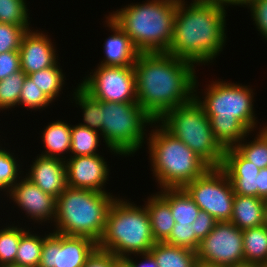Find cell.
<instances>
[{
    "label": "cell",
    "instance_id": "obj_1",
    "mask_svg": "<svg viewBox=\"0 0 267 267\" xmlns=\"http://www.w3.org/2000/svg\"><path fill=\"white\" fill-rule=\"evenodd\" d=\"M137 102L157 121L194 98L196 66L167 53H139L133 65Z\"/></svg>",
    "mask_w": 267,
    "mask_h": 267
},
{
    "label": "cell",
    "instance_id": "obj_2",
    "mask_svg": "<svg viewBox=\"0 0 267 267\" xmlns=\"http://www.w3.org/2000/svg\"><path fill=\"white\" fill-rule=\"evenodd\" d=\"M186 2H178L173 40L166 53L196 66L208 65L225 47L227 8L213 0Z\"/></svg>",
    "mask_w": 267,
    "mask_h": 267
},
{
    "label": "cell",
    "instance_id": "obj_3",
    "mask_svg": "<svg viewBox=\"0 0 267 267\" xmlns=\"http://www.w3.org/2000/svg\"><path fill=\"white\" fill-rule=\"evenodd\" d=\"M196 77L194 98L210 119L214 137L226 149L235 147L248 133L257 128L254 111V91L248 85L215 80L197 95ZM203 99V100H202Z\"/></svg>",
    "mask_w": 267,
    "mask_h": 267
},
{
    "label": "cell",
    "instance_id": "obj_4",
    "mask_svg": "<svg viewBox=\"0 0 267 267\" xmlns=\"http://www.w3.org/2000/svg\"><path fill=\"white\" fill-rule=\"evenodd\" d=\"M178 1L131 3L109 14L139 53H166L174 35Z\"/></svg>",
    "mask_w": 267,
    "mask_h": 267
},
{
    "label": "cell",
    "instance_id": "obj_5",
    "mask_svg": "<svg viewBox=\"0 0 267 267\" xmlns=\"http://www.w3.org/2000/svg\"><path fill=\"white\" fill-rule=\"evenodd\" d=\"M149 127H155L148 133L147 148L152 174L160 186L158 188H183L210 168L185 143L171 135L157 121Z\"/></svg>",
    "mask_w": 267,
    "mask_h": 267
},
{
    "label": "cell",
    "instance_id": "obj_6",
    "mask_svg": "<svg viewBox=\"0 0 267 267\" xmlns=\"http://www.w3.org/2000/svg\"><path fill=\"white\" fill-rule=\"evenodd\" d=\"M115 198L112 193L67 186L56 198L55 228L52 231L88 237L98 243L105 230L108 210Z\"/></svg>",
    "mask_w": 267,
    "mask_h": 267
},
{
    "label": "cell",
    "instance_id": "obj_7",
    "mask_svg": "<svg viewBox=\"0 0 267 267\" xmlns=\"http://www.w3.org/2000/svg\"><path fill=\"white\" fill-rule=\"evenodd\" d=\"M155 243L146 206L116 197L108 210L98 248L117 257H128L149 252Z\"/></svg>",
    "mask_w": 267,
    "mask_h": 267
},
{
    "label": "cell",
    "instance_id": "obj_8",
    "mask_svg": "<svg viewBox=\"0 0 267 267\" xmlns=\"http://www.w3.org/2000/svg\"><path fill=\"white\" fill-rule=\"evenodd\" d=\"M157 122L210 168L221 167L225 149L214 137L210 119L195 98L166 111Z\"/></svg>",
    "mask_w": 267,
    "mask_h": 267
},
{
    "label": "cell",
    "instance_id": "obj_9",
    "mask_svg": "<svg viewBox=\"0 0 267 267\" xmlns=\"http://www.w3.org/2000/svg\"><path fill=\"white\" fill-rule=\"evenodd\" d=\"M154 121L138 102L100 101V136L114 155L133 156L139 151L148 136L145 128Z\"/></svg>",
    "mask_w": 267,
    "mask_h": 267
},
{
    "label": "cell",
    "instance_id": "obj_10",
    "mask_svg": "<svg viewBox=\"0 0 267 267\" xmlns=\"http://www.w3.org/2000/svg\"><path fill=\"white\" fill-rule=\"evenodd\" d=\"M183 189L196 205L217 222H230L235 197L229 177L221 168H209Z\"/></svg>",
    "mask_w": 267,
    "mask_h": 267
},
{
    "label": "cell",
    "instance_id": "obj_11",
    "mask_svg": "<svg viewBox=\"0 0 267 267\" xmlns=\"http://www.w3.org/2000/svg\"><path fill=\"white\" fill-rule=\"evenodd\" d=\"M93 70L78 84L93 98L104 102H137L136 76L133 66L98 64Z\"/></svg>",
    "mask_w": 267,
    "mask_h": 267
},
{
    "label": "cell",
    "instance_id": "obj_12",
    "mask_svg": "<svg viewBox=\"0 0 267 267\" xmlns=\"http://www.w3.org/2000/svg\"><path fill=\"white\" fill-rule=\"evenodd\" d=\"M198 262L208 266L228 267L244 263L242 230L231 222H217L200 241Z\"/></svg>",
    "mask_w": 267,
    "mask_h": 267
},
{
    "label": "cell",
    "instance_id": "obj_13",
    "mask_svg": "<svg viewBox=\"0 0 267 267\" xmlns=\"http://www.w3.org/2000/svg\"><path fill=\"white\" fill-rule=\"evenodd\" d=\"M97 247L88 237L45 233L38 267H83Z\"/></svg>",
    "mask_w": 267,
    "mask_h": 267
},
{
    "label": "cell",
    "instance_id": "obj_14",
    "mask_svg": "<svg viewBox=\"0 0 267 267\" xmlns=\"http://www.w3.org/2000/svg\"><path fill=\"white\" fill-rule=\"evenodd\" d=\"M24 177H21L4 195H7V198L10 196L9 199L14 201L13 203L17 204L27 217L30 216L28 219H32L34 223L42 224V222L50 223L51 221L54 223L56 197L43 192L26 176Z\"/></svg>",
    "mask_w": 267,
    "mask_h": 267
},
{
    "label": "cell",
    "instance_id": "obj_15",
    "mask_svg": "<svg viewBox=\"0 0 267 267\" xmlns=\"http://www.w3.org/2000/svg\"><path fill=\"white\" fill-rule=\"evenodd\" d=\"M105 160L100 154L67 158V186L110 193L105 189L110 171Z\"/></svg>",
    "mask_w": 267,
    "mask_h": 267
},
{
    "label": "cell",
    "instance_id": "obj_16",
    "mask_svg": "<svg viewBox=\"0 0 267 267\" xmlns=\"http://www.w3.org/2000/svg\"><path fill=\"white\" fill-rule=\"evenodd\" d=\"M53 43L47 33L39 32L38 29L28 30L19 48L21 70L29 75L54 66L59 59Z\"/></svg>",
    "mask_w": 267,
    "mask_h": 267
},
{
    "label": "cell",
    "instance_id": "obj_17",
    "mask_svg": "<svg viewBox=\"0 0 267 267\" xmlns=\"http://www.w3.org/2000/svg\"><path fill=\"white\" fill-rule=\"evenodd\" d=\"M229 177L236 195L257 197L260 169L246 160L234 147L226 148L220 167Z\"/></svg>",
    "mask_w": 267,
    "mask_h": 267
},
{
    "label": "cell",
    "instance_id": "obj_18",
    "mask_svg": "<svg viewBox=\"0 0 267 267\" xmlns=\"http://www.w3.org/2000/svg\"><path fill=\"white\" fill-rule=\"evenodd\" d=\"M37 155L25 176L43 192L57 198L67 187L66 163L59 158Z\"/></svg>",
    "mask_w": 267,
    "mask_h": 267
},
{
    "label": "cell",
    "instance_id": "obj_19",
    "mask_svg": "<svg viewBox=\"0 0 267 267\" xmlns=\"http://www.w3.org/2000/svg\"><path fill=\"white\" fill-rule=\"evenodd\" d=\"M105 18L107 27L113 34L103 43L105 58L99 62L100 65L133 66L139 52L119 25L108 15Z\"/></svg>",
    "mask_w": 267,
    "mask_h": 267
},
{
    "label": "cell",
    "instance_id": "obj_20",
    "mask_svg": "<svg viewBox=\"0 0 267 267\" xmlns=\"http://www.w3.org/2000/svg\"><path fill=\"white\" fill-rule=\"evenodd\" d=\"M230 222L242 231L266 224L264 199L235 194Z\"/></svg>",
    "mask_w": 267,
    "mask_h": 267
},
{
    "label": "cell",
    "instance_id": "obj_21",
    "mask_svg": "<svg viewBox=\"0 0 267 267\" xmlns=\"http://www.w3.org/2000/svg\"><path fill=\"white\" fill-rule=\"evenodd\" d=\"M145 202L153 239L155 242H164L175 224L169 203L159 192L148 196Z\"/></svg>",
    "mask_w": 267,
    "mask_h": 267
},
{
    "label": "cell",
    "instance_id": "obj_22",
    "mask_svg": "<svg viewBox=\"0 0 267 267\" xmlns=\"http://www.w3.org/2000/svg\"><path fill=\"white\" fill-rule=\"evenodd\" d=\"M45 128L41 136L45 150L40 155L65 161L66 156L62 154H70L72 126L67 121L65 123L64 120H56L47 124Z\"/></svg>",
    "mask_w": 267,
    "mask_h": 267
},
{
    "label": "cell",
    "instance_id": "obj_23",
    "mask_svg": "<svg viewBox=\"0 0 267 267\" xmlns=\"http://www.w3.org/2000/svg\"><path fill=\"white\" fill-rule=\"evenodd\" d=\"M149 252L158 267H197L199 264L196 251L165 242H156Z\"/></svg>",
    "mask_w": 267,
    "mask_h": 267
},
{
    "label": "cell",
    "instance_id": "obj_24",
    "mask_svg": "<svg viewBox=\"0 0 267 267\" xmlns=\"http://www.w3.org/2000/svg\"><path fill=\"white\" fill-rule=\"evenodd\" d=\"M159 193L168 201L172 216L178 224H192L200 208L183 188H163Z\"/></svg>",
    "mask_w": 267,
    "mask_h": 267
},
{
    "label": "cell",
    "instance_id": "obj_25",
    "mask_svg": "<svg viewBox=\"0 0 267 267\" xmlns=\"http://www.w3.org/2000/svg\"><path fill=\"white\" fill-rule=\"evenodd\" d=\"M244 262L267 264V224L242 231Z\"/></svg>",
    "mask_w": 267,
    "mask_h": 267
},
{
    "label": "cell",
    "instance_id": "obj_26",
    "mask_svg": "<svg viewBox=\"0 0 267 267\" xmlns=\"http://www.w3.org/2000/svg\"><path fill=\"white\" fill-rule=\"evenodd\" d=\"M258 129L259 134L254 140H246L252 133L250 132L234 148L258 169H263L267 167V128L263 126L262 130L260 127Z\"/></svg>",
    "mask_w": 267,
    "mask_h": 267
},
{
    "label": "cell",
    "instance_id": "obj_27",
    "mask_svg": "<svg viewBox=\"0 0 267 267\" xmlns=\"http://www.w3.org/2000/svg\"><path fill=\"white\" fill-rule=\"evenodd\" d=\"M28 230L20 237L14 265L20 267H38L41 259L44 236ZM32 233V234H31Z\"/></svg>",
    "mask_w": 267,
    "mask_h": 267
},
{
    "label": "cell",
    "instance_id": "obj_28",
    "mask_svg": "<svg viewBox=\"0 0 267 267\" xmlns=\"http://www.w3.org/2000/svg\"><path fill=\"white\" fill-rule=\"evenodd\" d=\"M100 133L82 125H72L69 157L99 154ZM97 151V152H96ZM73 155V156H72Z\"/></svg>",
    "mask_w": 267,
    "mask_h": 267
},
{
    "label": "cell",
    "instance_id": "obj_29",
    "mask_svg": "<svg viewBox=\"0 0 267 267\" xmlns=\"http://www.w3.org/2000/svg\"><path fill=\"white\" fill-rule=\"evenodd\" d=\"M62 71L60 63L57 62L54 66L39 70L28 76L33 80L35 85L54 102V100L60 96L59 93L63 90L62 87H64L63 85H65L66 82L65 74Z\"/></svg>",
    "mask_w": 267,
    "mask_h": 267
},
{
    "label": "cell",
    "instance_id": "obj_30",
    "mask_svg": "<svg viewBox=\"0 0 267 267\" xmlns=\"http://www.w3.org/2000/svg\"><path fill=\"white\" fill-rule=\"evenodd\" d=\"M12 225L0 229V267L14 265L20 237L27 231L25 226Z\"/></svg>",
    "mask_w": 267,
    "mask_h": 267
},
{
    "label": "cell",
    "instance_id": "obj_31",
    "mask_svg": "<svg viewBox=\"0 0 267 267\" xmlns=\"http://www.w3.org/2000/svg\"><path fill=\"white\" fill-rule=\"evenodd\" d=\"M72 96L74 102L83 111V123H79V125L101 132L100 101L89 95L79 85L75 88Z\"/></svg>",
    "mask_w": 267,
    "mask_h": 267
},
{
    "label": "cell",
    "instance_id": "obj_32",
    "mask_svg": "<svg viewBox=\"0 0 267 267\" xmlns=\"http://www.w3.org/2000/svg\"><path fill=\"white\" fill-rule=\"evenodd\" d=\"M26 76L19 70L0 80V111L19 106V96Z\"/></svg>",
    "mask_w": 267,
    "mask_h": 267
},
{
    "label": "cell",
    "instance_id": "obj_33",
    "mask_svg": "<svg viewBox=\"0 0 267 267\" xmlns=\"http://www.w3.org/2000/svg\"><path fill=\"white\" fill-rule=\"evenodd\" d=\"M16 158L14 152L10 153L0 145V191L7 193L22 177L21 172H24L20 168L22 163L20 164Z\"/></svg>",
    "mask_w": 267,
    "mask_h": 267
},
{
    "label": "cell",
    "instance_id": "obj_34",
    "mask_svg": "<svg viewBox=\"0 0 267 267\" xmlns=\"http://www.w3.org/2000/svg\"><path fill=\"white\" fill-rule=\"evenodd\" d=\"M26 0H0V23L29 26Z\"/></svg>",
    "mask_w": 267,
    "mask_h": 267
},
{
    "label": "cell",
    "instance_id": "obj_35",
    "mask_svg": "<svg viewBox=\"0 0 267 267\" xmlns=\"http://www.w3.org/2000/svg\"><path fill=\"white\" fill-rule=\"evenodd\" d=\"M52 101L46 94L39 89L33 80L27 75L22 85L21 93L19 96V106L29 108V110H45Z\"/></svg>",
    "mask_w": 267,
    "mask_h": 267
},
{
    "label": "cell",
    "instance_id": "obj_36",
    "mask_svg": "<svg viewBox=\"0 0 267 267\" xmlns=\"http://www.w3.org/2000/svg\"><path fill=\"white\" fill-rule=\"evenodd\" d=\"M164 242L193 251H197L200 244V240L195 235L193 223L178 224L177 222Z\"/></svg>",
    "mask_w": 267,
    "mask_h": 267
},
{
    "label": "cell",
    "instance_id": "obj_37",
    "mask_svg": "<svg viewBox=\"0 0 267 267\" xmlns=\"http://www.w3.org/2000/svg\"><path fill=\"white\" fill-rule=\"evenodd\" d=\"M30 27L0 23V53L19 51L22 38Z\"/></svg>",
    "mask_w": 267,
    "mask_h": 267
},
{
    "label": "cell",
    "instance_id": "obj_38",
    "mask_svg": "<svg viewBox=\"0 0 267 267\" xmlns=\"http://www.w3.org/2000/svg\"><path fill=\"white\" fill-rule=\"evenodd\" d=\"M246 7L251 12L257 31L267 40V0H252Z\"/></svg>",
    "mask_w": 267,
    "mask_h": 267
},
{
    "label": "cell",
    "instance_id": "obj_39",
    "mask_svg": "<svg viewBox=\"0 0 267 267\" xmlns=\"http://www.w3.org/2000/svg\"><path fill=\"white\" fill-rule=\"evenodd\" d=\"M21 70L19 51L0 53V80Z\"/></svg>",
    "mask_w": 267,
    "mask_h": 267
},
{
    "label": "cell",
    "instance_id": "obj_40",
    "mask_svg": "<svg viewBox=\"0 0 267 267\" xmlns=\"http://www.w3.org/2000/svg\"><path fill=\"white\" fill-rule=\"evenodd\" d=\"M217 221L207 212L200 210L193 222L196 237L203 240L215 227Z\"/></svg>",
    "mask_w": 267,
    "mask_h": 267
},
{
    "label": "cell",
    "instance_id": "obj_41",
    "mask_svg": "<svg viewBox=\"0 0 267 267\" xmlns=\"http://www.w3.org/2000/svg\"><path fill=\"white\" fill-rule=\"evenodd\" d=\"M114 254L98 247L88 257L83 267H113Z\"/></svg>",
    "mask_w": 267,
    "mask_h": 267
},
{
    "label": "cell",
    "instance_id": "obj_42",
    "mask_svg": "<svg viewBox=\"0 0 267 267\" xmlns=\"http://www.w3.org/2000/svg\"><path fill=\"white\" fill-rule=\"evenodd\" d=\"M140 256L143 259L140 262H136L137 258L134 260L131 256H128L127 258L131 261L133 267H158L154 256L150 252L137 254L136 257L140 259Z\"/></svg>",
    "mask_w": 267,
    "mask_h": 267
},
{
    "label": "cell",
    "instance_id": "obj_43",
    "mask_svg": "<svg viewBox=\"0 0 267 267\" xmlns=\"http://www.w3.org/2000/svg\"><path fill=\"white\" fill-rule=\"evenodd\" d=\"M257 177V197L264 199L267 197V167L260 169Z\"/></svg>",
    "mask_w": 267,
    "mask_h": 267
},
{
    "label": "cell",
    "instance_id": "obj_44",
    "mask_svg": "<svg viewBox=\"0 0 267 267\" xmlns=\"http://www.w3.org/2000/svg\"><path fill=\"white\" fill-rule=\"evenodd\" d=\"M213 1H216L218 3H220L221 5L223 6H243V7H246L252 0H213Z\"/></svg>",
    "mask_w": 267,
    "mask_h": 267
},
{
    "label": "cell",
    "instance_id": "obj_45",
    "mask_svg": "<svg viewBox=\"0 0 267 267\" xmlns=\"http://www.w3.org/2000/svg\"><path fill=\"white\" fill-rule=\"evenodd\" d=\"M113 267H133L127 257H117L114 255Z\"/></svg>",
    "mask_w": 267,
    "mask_h": 267
},
{
    "label": "cell",
    "instance_id": "obj_46",
    "mask_svg": "<svg viewBox=\"0 0 267 267\" xmlns=\"http://www.w3.org/2000/svg\"><path fill=\"white\" fill-rule=\"evenodd\" d=\"M228 267H260L259 264H252V263H241V264H238V265H231V266H228Z\"/></svg>",
    "mask_w": 267,
    "mask_h": 267
},
{
    "label": "cell",
    "instance_id": "obj_47",
    "mask_svg": "<svg viewBox=\"0 0 267 267\" xmlns=\"http://www.w3.org/2000/svg\"><path fill=\"white\" fill-rule=\"evenodd\" d=\"M264 213H265V222L267 224V197L264 198Z\"/></svg>",
    "mask_w": 267,
    "mask_h": 267
},
{
    "label": "cell",
    "instance_id": "obj_48",
    "mask_svg": "<svg viewBox=\"0 0 267 267\" xmlns=\"http://www.w3.org/2000/svg\"><path fill=\"white\" fill-rule=\"evenodd\" d=\"M197 267H218V266H208V265L199 263V264L197 265Z\"/></svg>",
    "mask_w": 267,
    "mask_h": 267
},
{
    "label": "cell",
    "instance_id": "obj_49",
    "mask_svg": "<svg viewBox=\"0 0 267 267\" xmlns=\"http://www.w3.org/2000/svg\"><path fill=\"white\" fill-rule=\"evenodd\" d=\"M5 267H20V266L10 265V266H5Z\"/></svg>",
    "mask_w": 267,
    "mask_h": 267
},
{
    "label": "cell",
    "instance_id": "obj_50",
    "mask_svg": "<svg viewBox=\"0 0 267 267\" xmlns=\"http://www.w3.org/2000/svg\"><path fill=\"white\" fill-rule=\"evenodd\" d=\"M260 267H267V264H265V265H260Z\"/></svg>",
    "mask_w": 267,
    "mask_h": 267
}]
</instances>
